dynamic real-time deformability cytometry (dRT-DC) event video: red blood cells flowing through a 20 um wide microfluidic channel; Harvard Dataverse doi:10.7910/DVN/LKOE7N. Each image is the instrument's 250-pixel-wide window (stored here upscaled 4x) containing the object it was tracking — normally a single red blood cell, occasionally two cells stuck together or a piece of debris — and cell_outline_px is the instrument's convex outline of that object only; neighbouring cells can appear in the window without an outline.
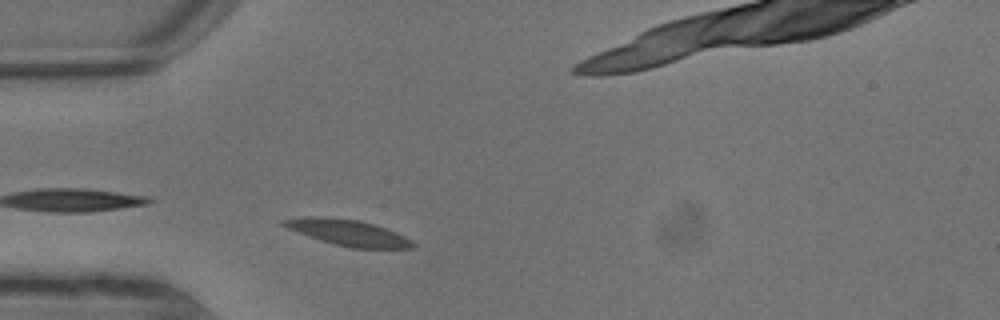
{"species": "common noctule bat (a hibernating species)", "species_latin": "Nyctalus noctula", "temperature_condition": "warm", "stored_images_in_passage": 4, "camera_frame_rate_fps": 3000, "um_per_image_px": 0.085, "animal": {"sex": "male", "body_mass_g": 13.3}, "frame": {"image": 1, "passage_image": 4, "time_ms": 1.0, "image_size_px": [1000, 320], "cell_outline_px": [[416, 244], [412, 248], [352, 248], [320, 240], [296, 232], [280, 224], [280, 220], [308, 216], [320, 216], [360, 220], [396, 232], [412, 240]], "centroid_in_image_um": [29.56, 19.76], "position_along_channel_um": 55.4, "area_um2": 19.42}}